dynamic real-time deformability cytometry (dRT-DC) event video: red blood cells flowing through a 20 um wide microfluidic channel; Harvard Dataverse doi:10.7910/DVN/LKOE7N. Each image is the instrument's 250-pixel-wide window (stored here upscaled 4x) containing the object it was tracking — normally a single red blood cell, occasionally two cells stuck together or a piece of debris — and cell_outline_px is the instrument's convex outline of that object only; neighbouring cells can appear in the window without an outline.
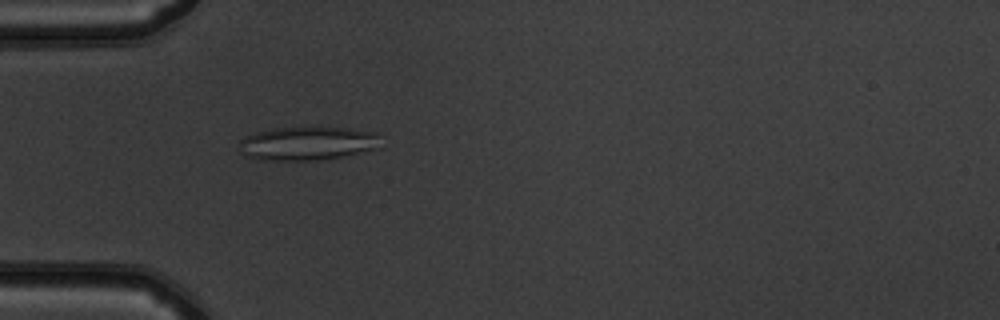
{"species": "common noctule bat (a hibernating species)", "species_latin": "Nyctalus noctula", "temperature_condition": "warm", "stored_images_in_passage": 51, "camera_frame_rate_fps": 3000, "um_per_image_px": 0.085, "animal": {"sex": "male", "body_mass_g": 19.5, "forearm_length_mm": 54.6}, "frame": {"image": 1, "passage_image": 16, "time_ms": 5.0, "image_size_px": [1000, 320], "cell_outline_px": [[376, 148], [340, 156], [316, 160], [260, 160], [244, 156], [240, 152], [240, 140], [256, 132], [276, 128], [348, 128], [376, 132]], "centroid_in_image_um": [26.03, 12.2], "position_along_channel_um": 59.0, "area_um2": 26.99}}
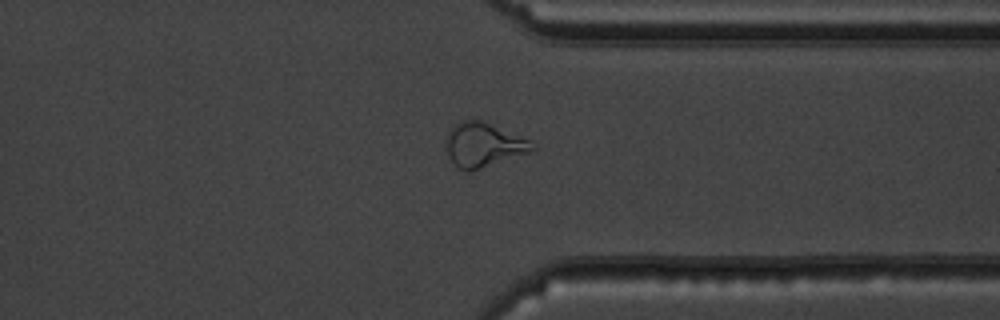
{"frame": {"image": 2, "passage_image": 40, "time_ms": 13.0, "image_size_px": [1000, 320], "cell_outline_px": [[536, 148], [528, 152], [468, 172], [464, 172], [448, 156], [444, 148], [444, 140], [448, 132], [460, 120], [484, 120], [528, 140]], "centroid_in_image_um": [41.01, 12.29], "position_along_channel_um": 370.4, "area_um2": 21.91}}
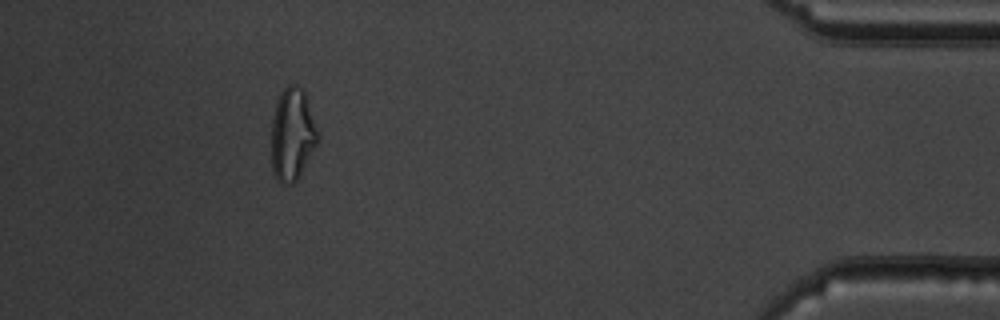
{"frame": {"image": 3, "passage_image": 47, "time_ms": 15.333, "image_size_px": [1000, 320], "cell_outline_px": [[320, 140], [296, 180], [292, 184], [280, 184], [276, 180], [272, 172], [272, 120], [276, 100], [280, 92], [288, 84], [296, 84], [304, 88], [320, 132]], "centroid_in_image_um": [24.87, 11.38], "position_along_channel_um": 410.3, "area_um2": 25.72}, "authors_computed_cell_mechanics": {"area_um2": 24.3338, "velocity_mm_per_s": 3.9661, "shape_relaxation_time_tau1_ms": null, "shape_relaxation_time_tau2_ms": 2.3486, "deformation_change_tau1": null, "deformation_change_tau2": 0.1177}}